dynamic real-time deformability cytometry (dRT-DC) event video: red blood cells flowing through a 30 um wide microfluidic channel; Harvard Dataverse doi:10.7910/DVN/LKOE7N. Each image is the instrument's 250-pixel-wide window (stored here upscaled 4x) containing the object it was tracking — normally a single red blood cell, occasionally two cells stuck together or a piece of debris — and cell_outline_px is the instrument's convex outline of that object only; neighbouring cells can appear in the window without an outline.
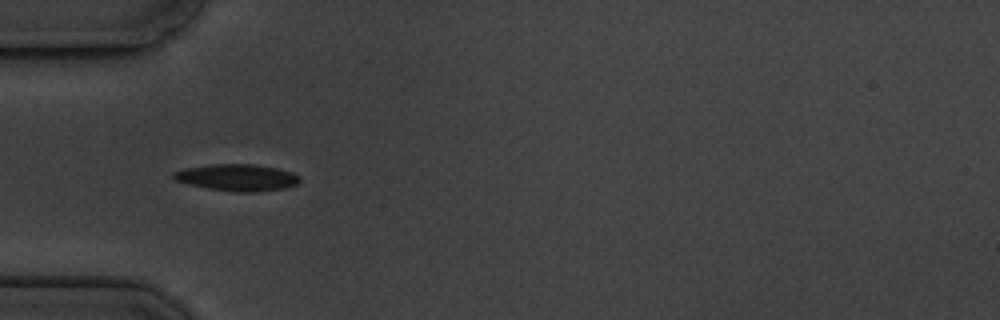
{"species": "common noctule bat (a hibernating species)", "species_latin": "Nyctalus noctula", "temperature_condition": "cold", "stored_images_in_passage": 3, "camera_frame_rate_fps": 3000, "um_per_image_px": 0.085, "animal": {"sex": "male", "body_mass_g": 19.5, "forearm_length_mm": 54.6}, "frame": {"image": 1, "passage_image": 2, "time_ms": 1.0, "image_size_px": [1000, 320], "cell_outline_px": [[300, 180], [296, 184], [284, 188], [252, 192], [236, 192], [208, 188], [188, 184], [176, 180], [172, 176], [172, 172], [188, 168], [212, 164], [252, 164], [276, 168], [292, 172], [300, 176]], "centroid_in_image_um": [20.16, 15.09], "position_along_channel_um": 64.8, "area_um2": 19.42}}